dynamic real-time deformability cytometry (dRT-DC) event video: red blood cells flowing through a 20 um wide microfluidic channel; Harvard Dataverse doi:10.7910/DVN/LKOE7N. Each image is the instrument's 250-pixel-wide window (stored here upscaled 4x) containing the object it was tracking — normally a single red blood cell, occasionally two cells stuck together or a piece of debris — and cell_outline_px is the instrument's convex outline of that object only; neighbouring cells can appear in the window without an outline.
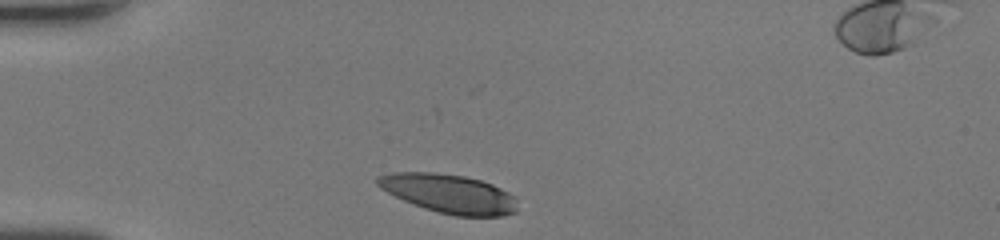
{"species": "human", "species_latin": "Homo sapiens", "temperature_condition": "room temperature", "stored_images_in_passage": 27, "camera_frame_rate_fps": 3000, "um_per_image_px": 0.085, "donor": {"sex": "female"}, "frame": {"image": 1, "passage_image": 1, "time_ms": 0.0, "image_size_px": [1000, 240], "cell_outline_px": [[516, 212], [504, 216], [456, 216], [424, 208], [404, 200], [380, 188], [376, 184], [376, 176], [392, 172], [432, 172], [464, 176], [480, 180], [492, 184], [516, 196]], "centroid_in_image_um": [38.17, 16.45], "position_along_channel_um": 46.8, "area_um2": 31.62}}
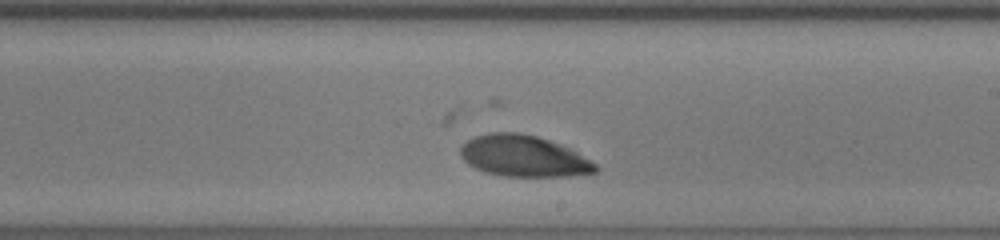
{"frame": {"image": 2, "passage_image": 17, "time_ms": 5.333, "image_size_px": [1000, 240], "cell_outline_px": [[600, 168], [596, 172], [568, 176], [504, 176], [484, 172], [468, 164], [460, 156], [460, 148], [464, 140], [488, 132], [520, 132], [536, 136], [560, 144], [576, 152], [596, 164]], "centroid_in_image_um": [44.46, 13.26], "position_along_channel_um": 244.5, "area_um2": 32.54}}
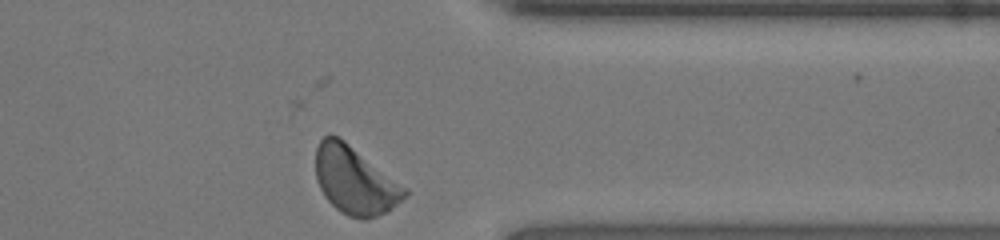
{"frame": {"image": 3, "passage_image": 27, "time_ms": 8.667, "image_size_px": [1000, 240], "cell_outline_px": [[408, 196], [388, 212], [364, 220], [348, 216], [340, 212], [324, 196], [316, 180], [316, 148], [320, 140], [324, 136], [336, 136], [344, 140], [408, 188]], "centroid_in_image_um": [30.19, 15.37], "position_along_channel_um": 381.2, "area_um2": 35.2}, "authors_computed_cell_mechanics": {"area_um2": 33.2928, "velocity_mm_per_s": 4.257, "shape_relaxation_time_tau1_ms": 1.824, "shape_relaxation_time_tau2_ms": null, "deformation_change_tau1": 0.0663, "deformation_change_tau2": null}}